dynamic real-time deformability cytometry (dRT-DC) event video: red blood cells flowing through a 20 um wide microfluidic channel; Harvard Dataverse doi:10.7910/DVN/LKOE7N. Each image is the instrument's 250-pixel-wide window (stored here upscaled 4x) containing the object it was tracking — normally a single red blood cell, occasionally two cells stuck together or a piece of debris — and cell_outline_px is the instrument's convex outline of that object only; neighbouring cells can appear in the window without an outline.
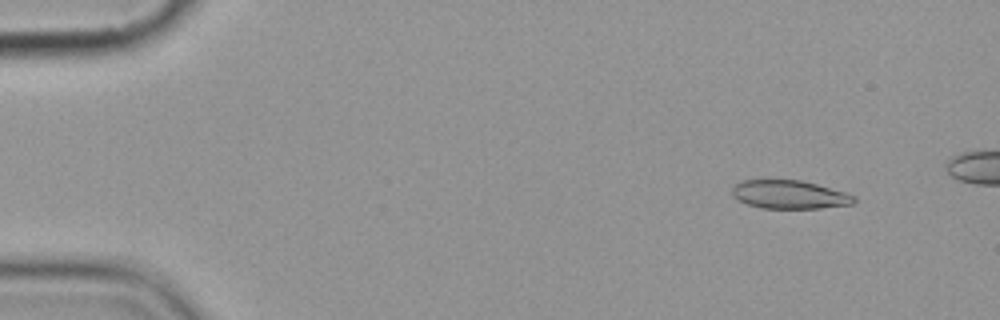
{"species": "common noctule bat (a hibernating species)", "species_latin": "Nyctalus noctula", "temperature_condition": "cold", "stored_images_in_passage": 6, "camera_frame_rate_fps": 3000, "um_per_image_px": 0.085, "animal": {"sex": "female", "body_mass_g": 19.9}, "frame": {"image": 1, "passage_image": 2, "time_ms": 1.333, "image_size_px": [1000, 320], "cell_outline_px": [[856, 200], [852, 204], [820, 208], [760, 208], [748, 204], [732, 196], [732, 188], [740, 180], [800, 180], [816, 184], [844, 192], [856, 196]], "centroid_in_image_um": [67.09, 16.54], "position_along_channel_um": 17.9, "area_um2": 20.06}}